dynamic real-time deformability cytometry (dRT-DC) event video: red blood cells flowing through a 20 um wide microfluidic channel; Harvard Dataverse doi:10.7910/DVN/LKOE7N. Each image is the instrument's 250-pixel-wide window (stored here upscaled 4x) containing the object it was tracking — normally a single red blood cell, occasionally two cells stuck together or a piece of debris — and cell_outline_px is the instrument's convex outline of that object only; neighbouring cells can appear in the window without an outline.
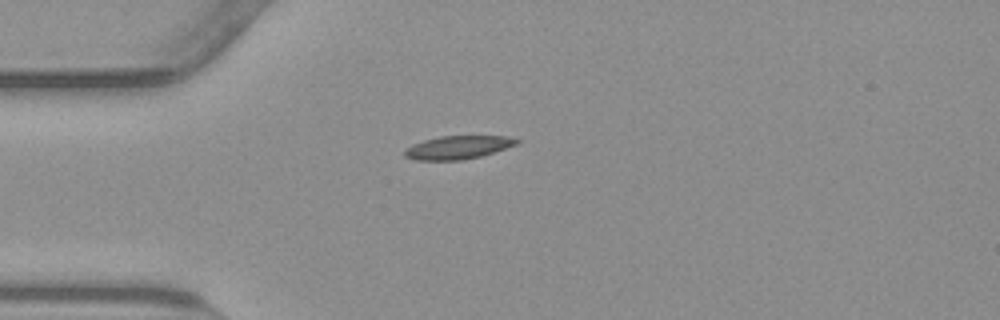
{"species": "common noctule bat (a hibernating species)", "species_latin": "Nyctalus noctula", "temperature_condition": "warm", "stored_images_in_passage": 41, "camera_frame_rate_fps": 3000, "um_per_image_px": 0.085, "animal": {"sex": "male", "body_mass_g": 23.1, "forearm_length_mm": 52.7}, "frame": {"image": 1, "passage_image": 1, "time_ms": 0.0, "image_size_px": [1000, 320], "cell_outline_px": [[520, 140], [516, 144], [480, 156], [460, 160], [416, 160], [404, 156], [404, 148], [412, 144], [424, 140], [440, 136], [508, 136]], "centroid_in_image_um": [38.86, 12.52], "position_along_channel_um": 46.1, "area_um2": 15.03}}
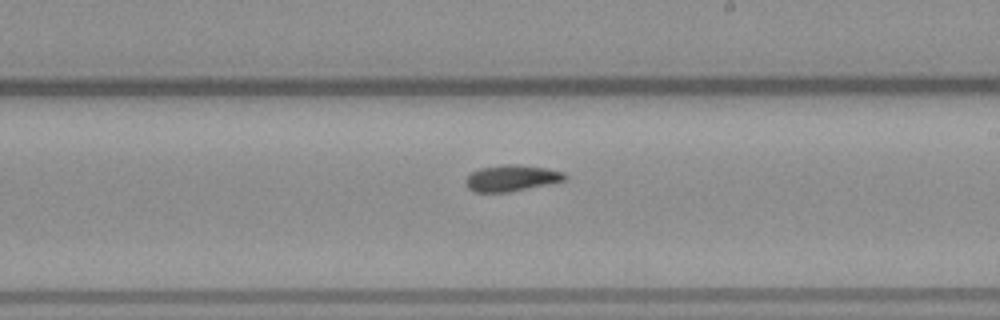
{"frame": {"image": 2, "passage_image": 18, "time_ms": 5.667, "image_size_px": [1000, 320], "cell_outline_px": [[568, 176], [564, 180], [548, 184], [508, 192], [476, 192], [468, 188], [464, 184], [464, 180], [472, 172], [480, 168], [504, 164], [516, 164], [544, 168], [564, 172]], "centroid_in_image_um": [43.45, 15.14], "position_along_channel_um": 245.6, "area_um2": 15.09}}
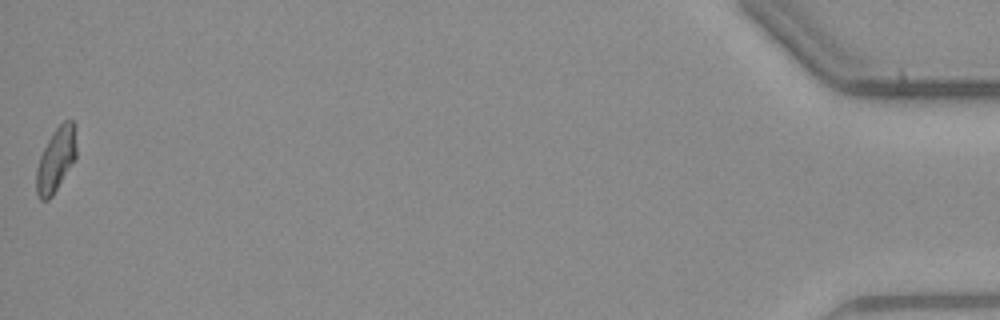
{"frame": {"image": 3, "passage_image": 41, "time_ms": 13.333, "image_size_px": [1000, 320], "cell_outline_px": [[76, 156], [52, 196], [48, 200], [40, 200], [36, 192], [36, 168], [40, 156], [48, 140], [56, 128], [64, 120], [72, 120], [76, 124]], "centroid_in_image_um": [4.76, 13.54], "position_along_channel_um": 430.4, "area_um2": 14.85}, "authors_computed_cell_mechanics": {"area_um2": 15.028, "velocity_mm_per_s": 3.7959, "shape_relaxation_time_tau1_ms": 4.0543, "shape_relaxation_time_tau2_ms": 2.4753, "deformation_change_tau1": 0.152, "deformation_change_tau2": 0.0896}}